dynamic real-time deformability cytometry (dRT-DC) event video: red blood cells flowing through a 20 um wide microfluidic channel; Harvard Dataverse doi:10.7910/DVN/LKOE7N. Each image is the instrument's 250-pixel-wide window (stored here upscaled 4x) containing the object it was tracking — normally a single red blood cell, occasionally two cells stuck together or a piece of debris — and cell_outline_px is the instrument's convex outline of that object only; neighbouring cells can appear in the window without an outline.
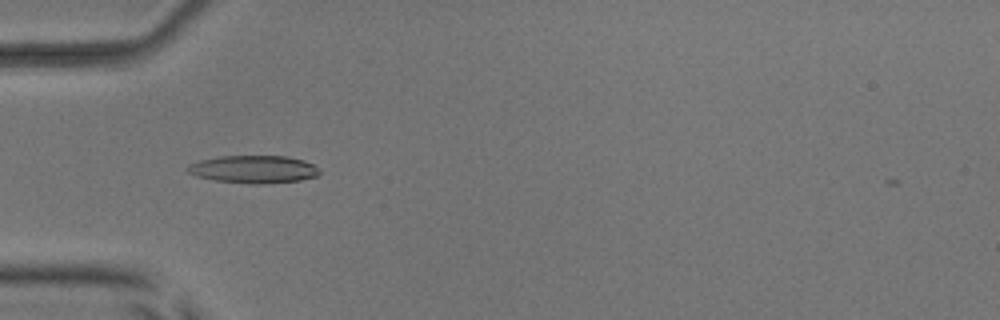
{"species": "common noctule bat (a hibernating species)", "species_latin": "Nyctalus noctula", "temperature_condition": "room temperature", "stored_images_in_passage": 7, "camera_frame_rate_fps": 3000, "um_per_image_px": 0.085, "animal": {"sex": "male", "body_mass_g": 17.9, "forearm_length_mm": 54.2}, "frame": {"image": 1, "passage_image": 5, "time_ms": 5.333, "image_size_px": [1000, 320], "cell_outline_px": [[320, 172], [316, 176], [300, 180], [260, 184], [252, 184], [216, 180], [196, 176], [188, 172], [184, 168], [188, 164], [200, 160], [220, 156], [288, 156], [304, 160], [312, 164]], "centroid_in_image_um": [21.52, 14.38], "position_along_channel_um": 63.5, "area_um2": 21.21}}
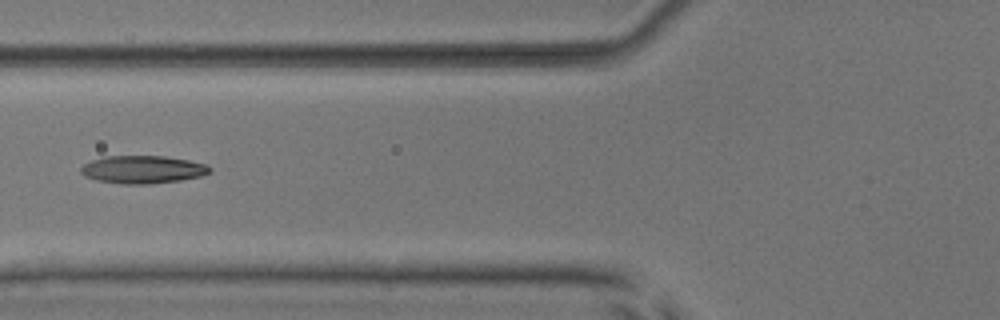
{"frame": {"image": 2, "passage_image": 6, "time_ms": 6.667, "image_size_px": [1000, 320], "cell_outline_px": [[212, 168], [208, 172], [200, 176], [180, 180], [148, 184], [120, 184], [96, 180], [84, 176], [80, 172], [80, 168], [84, 164], [92, 160], [104, 156], [164, 156], [188, 160], [208, 164]], "centroid_in_image_um": [12.1, 14.41], "position_along_channel_um": 113.7, "area_um2": 20.92}}
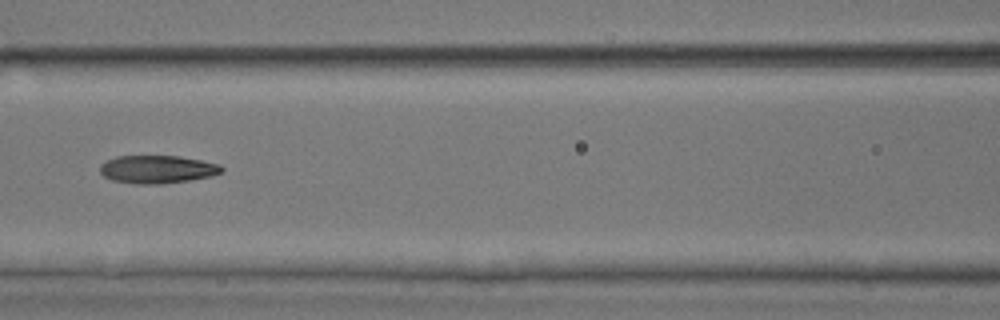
{"frame": {"image": 3, "passage_image": 7, "time_ms": 7.667, "image_size_px": [1000, 320], "cell_outline_px": [[224, 172], [212, 176], [188, 180], [160, 184], [136, 184], [112, 180], [104, 176], [100, 172], [100, 164], [116, 156], [176, 156], [200, 160], [220, 164], [224, 168]], "centroid_in_image_um": [13.38, 14.39], "position_along_channel_um": 153.2, "area_um2": 19.83}}